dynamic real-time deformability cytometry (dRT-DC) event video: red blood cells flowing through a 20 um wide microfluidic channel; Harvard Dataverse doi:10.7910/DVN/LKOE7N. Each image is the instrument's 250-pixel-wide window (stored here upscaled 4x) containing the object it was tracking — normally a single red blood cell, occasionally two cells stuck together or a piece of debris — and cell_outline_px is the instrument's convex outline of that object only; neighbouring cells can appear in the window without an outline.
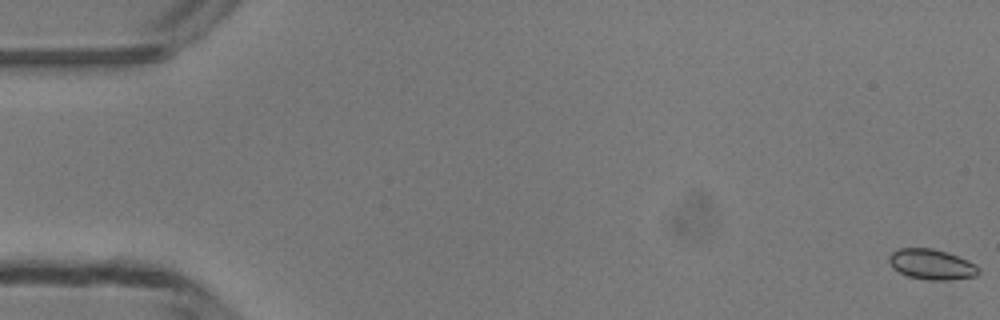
{"species": "common noctule bat (a hibernating species)", "species_latin": "Nyctalus noctula", "temperature_condition": "room temperature", "stored_images_in_passage": 51, "camera_frame_rate_fps": 3000, "um_per_image_px": 0.085, "animal": {"sex": "male", "body_mass_g": 13.3}, "frame": {"image": 1, "passage_image": 1, "time_ms": 0.0, "image_size_px": [1000, 320], "cell_outline_px": [[980, 272], [976, 276], [948, 280], [928, 280], [908, 276], [892, 268], [888, 260], [888, 256], [892, 252], [900, 248], [932, 248], [948, 252], [968, 260], [976, 264], [980, 268]], "centroid_in_image_um": [79.2, 22.47], "position_along_channel_um": 5.8, "area_um2": 16.01}}
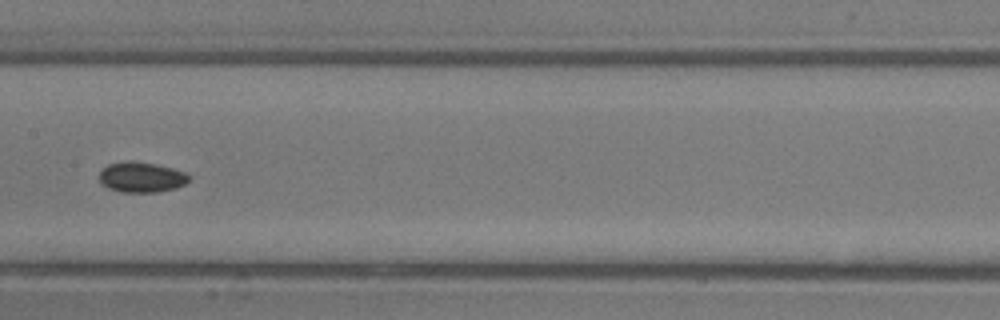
{"frame": {"image": 2, "passage_image": 26, "time_ms": 8.333, "image_size_px": [1000, 320], "cell_outline_px": [[192, 176], [184, 184], [176, 188], [156, 192], [124, 192], [108, 188], [100, 184], [100, 172], [108, 164], [128, 160], [132, 160], [156, 164], [172, 168], [184, 172]], "centroid_in_image_um": [12.02, 15.05], "position_along_channel_um": 195.4, "area_um2": 15.9}}
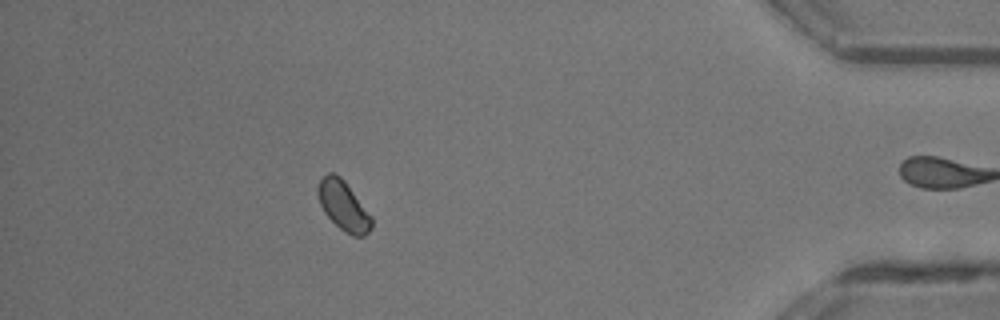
{"frame": {"image": 3, "passage_image": 45, "time_ms": 14.667, "image_size_px": [1000, 320], "cell_outline_px": [[372, 228], [364, 236], [352, 236], [344, 232], [324, 212], [320, 204], [316, 192], [316, 188], [320, 180], [328, 172], [332, 172], [340, 176], [344, 180], [372, 216]], "centroid_in_image_um": [29.18, 17.48], "position_along_channel_um": 406.0, "area_um2": 15.49}}